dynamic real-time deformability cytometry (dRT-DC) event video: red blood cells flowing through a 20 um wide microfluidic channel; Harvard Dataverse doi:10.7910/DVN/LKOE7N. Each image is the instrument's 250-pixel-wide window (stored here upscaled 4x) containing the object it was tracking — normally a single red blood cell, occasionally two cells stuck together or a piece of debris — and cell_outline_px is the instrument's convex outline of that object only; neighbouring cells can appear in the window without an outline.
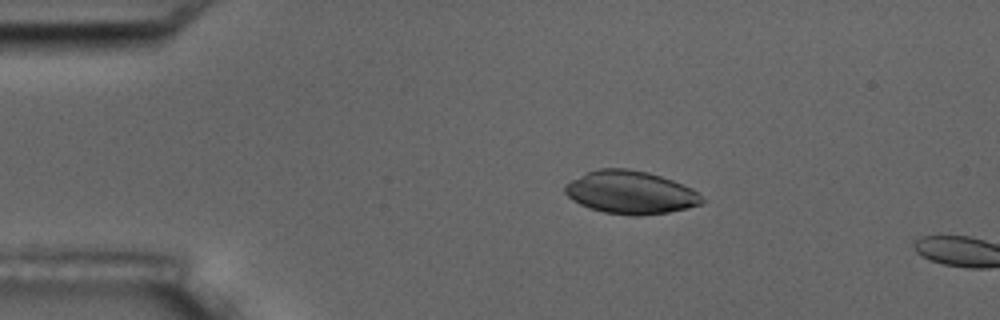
{"species": "common noctule bat (a hibernating species)", "species_latin": "Nyctalus noctula", "temperature_condition": "room temperature", "stored_images_in_passage": 4, "camera_frame_rate_fps": 3000, "um_per_image_px": 0.085, "animal": {"sex": "male", "body_mass_g": 17.5, "forearm_length_mm": 52.3}, "frame": {"image": 1, "passage_image": 3, "time_ms": 2.0, "image_size_px": [1000, 320], "cell_outline_px": [[704, 200], [700, 204], [688, 208], [668, 212], [636, 216], [632, 216], [604, 212], [588, 208], [572, 200], [564, 192], [564, 184], [596, 168], [628, 168], [648, 172], [672, 180], [692, 188]], "centroid_in_image_um": [53.56, 16.35], "position_along_channel_um": 31.4, "area_um2": 34.22}}